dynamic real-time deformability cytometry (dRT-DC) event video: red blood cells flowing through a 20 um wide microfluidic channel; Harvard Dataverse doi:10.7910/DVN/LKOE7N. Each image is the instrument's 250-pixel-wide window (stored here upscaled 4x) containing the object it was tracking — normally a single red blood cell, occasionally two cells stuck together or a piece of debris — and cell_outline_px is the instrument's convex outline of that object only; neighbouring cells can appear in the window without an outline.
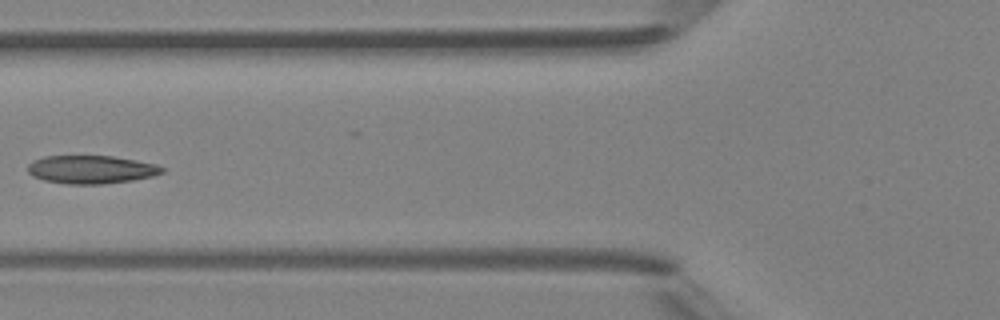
{"species": "Egyptian fruit bat (a non-hibernating species)", "species_latin": "Rousettus aegyptiacus", "temperature_condition": "room temperature", "stored_images_in_passage": 5, "camera_frame_rate_fps": 3000, "um_per_image_px": 0.085, "animal": {"sex": "female"}, "frame": {"image": 1, "passage_image": 5, "time_ms": 5.333, "image_size_px": [1000, 320], "cell_outline_px": [[164, 172], [152, 176], [132, 180], [100, 184], [68, 184], [44, 180], [32, 176], [28, 172], [28, 164], [32, 160], [44, 156], [112, 156], [156, 164], [164, 168]], "centroid_in_image_um": [7.72, 14.4], "position_along_channel_um": 118.1, "area_um2": 21.96}}